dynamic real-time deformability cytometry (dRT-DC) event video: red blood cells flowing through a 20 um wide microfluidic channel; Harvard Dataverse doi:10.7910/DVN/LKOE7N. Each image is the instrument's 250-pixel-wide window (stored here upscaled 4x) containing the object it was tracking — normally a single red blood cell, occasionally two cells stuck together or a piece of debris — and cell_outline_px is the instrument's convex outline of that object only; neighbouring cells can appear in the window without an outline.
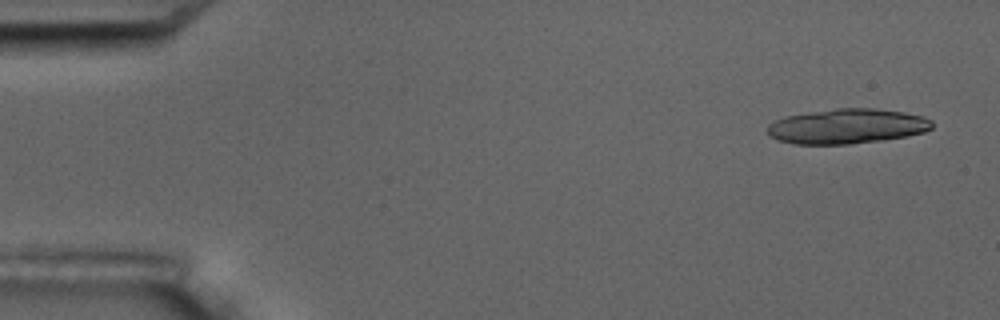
{"species": "common noctule bat (a hibernating species)", "species_latin": "Nyctalus noctula", "temperature_condition": "room temperature", "stored_images_in_passage": 5, "camera_frame_rate_fps": 3000, "um_per_image_px": 0.085, "animal": {"sex": "male", "body_mass_g": 17.5, "forearm_length_mm": 52.3}, "frame": {"image": 1, "passage_image": 1, "time_ms": 0.0, "image_size_px": [1000, 320], "cell_outline_px": [[932, 128], [924, 132], [908, 136], [884, 140], [848, 144], [792, 144], [768, 136], [768, 124], [784, 116], [836, 108], [876, 108], [904, 112], [924, 116], [932, 120]], "centroid_in_image_um": [72.02, 10.73], "position_along_channel_um": 13.0, "area_um2": 33.7}}